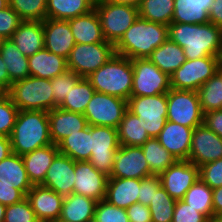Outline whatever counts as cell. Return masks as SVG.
<instances>
[{
	"mask_svg": "<svg viewBox=\"0 0 222 222\" xmlns=\"http://www.w3.org/2000/svg\"><path fill=\"white\" fill-rule=\"evenodd\" d=\"M152 175H160L177 159L164 148L157 138L148 139L141 146Z\"/></svg>",
	"mask_w": 222,
	"mask_h": 222,
	"instance_id": "d590c367",
	"label": "cell"
},
{
	"mask_svg": "<svg viewBox=\"0 0 222 222\" xmlns=\"http://www.w3.org/2000/svg\"><path fill=\"white\" fill-rule=\"evenodd\" d=\"M138 12L143 19L170 25L174 15V0H142Z\"/></svg>",
	"mask_w": 222,
	"mask_h": 222,
	"instance_id": "74e56055",
	"label": "cell"
},
{
	"mask_svg": "<svg viewBox=\"0 0 222 222\" xmlns=\"http://www.w3.org/2000/svg\"><path fill=\"white\" fill-rule=\"evenodd\" d=\"M9 6V0H0V11Z\"/></svg>",
	"mask_w": 222,
	"mask_h": 222,
	"instance_id": "e7e4bbea",
	"label": "cell"
},
{
	"mask_svg": "<svg viewBox=\"0 0 222 222\" xmlns=\"http://www.w3.org/2000/svg\"><path fill=\"white\" fill-rule=\"evenodd\" d=\"M73 193L96 201L105 199L109 176L98 171L89 161H75Z\"/></svg>",
	"mask_w": 222,
	"mask_h": 222,
	"instance_id": "e0dca14e",
	"label": "cell"
},
{
	"mask_svg": "<svg viewBox=\"0 0 222 222\" xmlns=\"http://www.w3.org/2000/svg\"><path fill=\"white\" fill-rule=\"evenodd\" d=\"M68 21L76 43L92 44L107 42L95 9L85 15L71 18Z\"/></svg>",
	"mask_w": 222,
	"mask_h": 222,
	"instance_id": "4316f807",
	"label": "cell"
},
{
	"mask_svg": "<svg viewBox=\"0 0 222 222\" xmlns=\"http://www.w3.org/2000/svg\"><path fill=\"white\" fill-rule=\"evenodd\" d=\"M9 96V89L2 83H0V101Z\"/></svg>",
	"mask_w": 222,
	"mask_h": 222,
	"instance_id": "94428289",
	"label": "cell"
},
{
	"mask_svg": "<svg viewBox=\"0 0 222 222\" xmlns=\"http://www.w3.org/2000/svg\"><path fill=\"white\" fill-rule=\"evenodd\" d=\"M6 40H7V38H5L3 35L0 34V51H1V48L3 47L4 42Z\"/></svg>",
	"mask_w": 222,
	"mask_h": 222,
	"instance_id": "003e7915",
	"label": "cell"
},
{
	"mask_svg": "<svg viewBox=\"0 0 222 222\" xmlns=\"http://www.w3.org/2000/svg\"><path fill=\"white\" fill-rule=\"evenodd\" d=\"M46 222H64V221H62L60 219H56V220H51V221H46Z\"/></svg>",
	"mask_w": 222,
	"mask_h": 222,
	"instance_id": "89a4df30",
	"label": "cell"
},
{
	"mask_svg": "<svg viewBox=\"0 0 222 222\" xmlns=\"http://www.w3.org/2000/svg\"><path fill=\"white\" fill-rule=\"evenodd\" d=\"M148 59L169 76L187 60L184 49L169 38L154 49Z\"/></svg>",
	"mask_w": 222,
	"mask_h": 222,
	"instance_id": "4dcf8cb0",
	"label": "cell"
},
{
	"mask_svg": "<svg viewBox=\"0 0 222 222\" xmlns=\"http://www.w3.org/2000/svg\"><path fill=\"white\" fill-rule=\"evenodd\" d=\"M0 54L6 64V70L10 78V87L13 82L30 76L28 57L18 50L11 39H7L4 42Z\"/></svg>",
	"mask_w": 222,
	"mask_h": 222,
	"instance_id": "836d02e7",
	"label": "cell"
},
{
	"mask_svg": "<svg viewBox=\"0 0 222 222\" xmlns=\"http://www.w3.org/2000/svg\"><path fill=\"white\" fill-rule=\"evenodd\" d=\"M200 107L203 113L222 109V79L215 73L198 90Z\"/></svg>",
	"mask_w": 222,
	"mask_h": 222,
	"instance_id": "ab89813d",
	"label": "cell"
},
{
	"mask_svg": "<svg viewBox=\"0 0 222 222\" xmlns=\"http://www.w3.org/2000/svg\"><path fill=\"white\" fill-rule=\"evenodd\" d=\"M22 22L21 17L8 6L0 11V34L10 39Z\"/></svg>",
	"mask_w": 222,
	"mask_h": 222,
	"instance_id": "681fc988",
	"label": "cell"
},
{
	"mask_svg": "<svg viewBox=\"0 0 222 222\" xmlns=\"http://www.w3.org/2000/svg\"><path fill=\"white\" fill-rule=\"evenodd\" d=\"M0 181L21 190L25 195L34 186L26 173L22 156L15 153L0 161Z\"/></svg>",
	"mask_w": 222,
	"mask_h": 222,
	"instance_id": "83f0119b",
	"label": "cell"
},
{
	"mask_svg": "<svg viewBox=\"0 0 222 222\" xmlns=\"http://www.w3.org/2000/svg\"><path fill=\"white\" fill-rule=\"evenodd\" d=\"M26 198V195L19 189L13 188L0 181V203L4 205H12Z\"/></svg>",
	"mask_w": 222,
	"mask_h": 222,
	"instance_id": "816d5d0a",
	"label": "cell"
},
{
	"mask_svg": "<svg viewBox=\"0 0 222 222\" xmlns=\"http://www.w3.org/2000/svg\"><path fill=\"white\" fill-rule=\"evenodd\" d=\"M141 179L109 177L105 200L114 206L127 209L138 203Z\"/></svg>",
	"mask_w": 222,
	"mask_h": 222,
	"instance_id": "603a6c76",
	"label": "cell"
},
{
	"mask_svg": "<svg viewBox=\"0 0 222 222\" xmlns=\"http://www.w3.org/2000/svg\"><path fill=\"white\" fill-rule=\"evenodd\" d=\"M51 79L28 76L13 82L9 97L19 110L50 111L54 109Z\"/></svg>",
	"mask_w": 222,
	"mask_h": 222,
	"instance_id": "5b68a950",
	"label": "cell"
},
{
	"mask_svg": "<svg viewBox=\"0 0 222 222\" xmlns=\"http://www.w3.org/2000/svg\"><path fill=\"white\" fill-rule=\"evenodd\" d=\"M128 110L139 117L150 138H157L167 122V93L131 96Z\"/></svg>",
	"mask_w": 222,
	"mask_h": 222,
	"instance_id": "ba28073f",
	"label": "cell"
},
{
	"mask_svg": "<svg viewBox=\"0 0 222 222\" xmlns=\"http://www.w3.org/2000/svg\"><path fill=\"white\" fill-rule=\"evenodd\" d=\"M59 153L67 155L74 161H89L91 157V125L70 134L58 145Z\"/></svg>",
	"mask_w": 222,
	"mask_h": 222,
	"instance_id": "1f68e13d",
	"label": "cell"
},
{
	"mask_svg": "<svg viewBox=\"0 0 222 222\" xmlns=\"http://www.w3.org/2000/svg\"><path fill=\"white\" fill-rule=\"evenodd\" d=\"M220 57L186 60L171 76V88L197 91L217 70Z\"/></svg>",
	"mask_w": 222,
	"mask_h": 222,
	"instance_id": "7c38bea8",
	"label": "cell"
},
{
	"mask_svg": "<svg viewBox=\"0 0 222 222\" xmlns=\"http://www.w3.org/2000/svg\"><path fill=\"white\" fill-rule=\"evenodd\" d=\"M199 178L211 189L222 186V158L200 166Z\"/></svg>",
	"mask_w": 222,
	"mask_h": 222,
	"instance_id": "7dc6e473",
	"label": "cell"
},
{
	"mask_svg": "<svg viewBox=\"0 0 222 222\" xmlns=\"http://www.w3.org/2000/svg\"><path fill=\"white\" fill-rule=\"evenodd\" d=\"M167 120L193 129L203 124L197 91L171 88L167 93Z\"/></svg>",
	"mask_w": 222,
	"mask_h": 222,
	"instance_id": "9c48e42d",
	"label": "cell"
},
{
	"mask_svg": "<svg viewBox=\"0 0 222 222\" xmlns=\"http://www.w3.org/2000/svg\"><path fill=\"white\" fill-rule=\"evenodd\" d=\"M222 158V138L204 124L193 129L188 161L200 167Z\"/></svg>",
	"mask_w": 222,
	"mask_h": 222,
	"instance_id": "2e32d148",
	"label": "cell"
},
{
	"mask_svg": "<svg viewBox=\"0 0 222 222\" xmlns=\"http://www.w3.org/2000/svg\"><path fill=\"white\" fill-rule=\"evenodd\" d=\"M208 218L183 200H177L172 222H207Z\"/></svg>",
	"mask_w": 222,
	"mask_h": 222,
	"instance_id": "c3c4849f",
	"label": "cell"
},
{
	"mask_svg": "<svg viewBox=\"0 0 222 222\" xmlns=\"http://www.w3.org/2000/svg\"><path fill=\"white\" fill-rule=\"evenodd\" d=\"M161 186V179L158 175H152L141 179L140 192L138 195V203L149 206L151 200L154 197V193L157 192Z\"/></svg>",
	"mask_w": 222,
	"mask_h": 222,
	"instance_id": "f907efd6",
	"label": "cell"
},
{
	"mask_svg": "<svg viewBox=\"0 0 222 222\" xmlns=\"http://www.w3.org/2000/svg\"><path fill=\"white\" fill-rule=\"evenodd\" d=\"M208 12L210 22L222 29V0H213Z\"/></svg>",
	"mask_w": 222,
	"mask_h": 222,
	"instance_id": "11a10c76",
	"label": "cell"
},
{
	"mask_svg": "<svg viewBox=\"0 0 222 222\" xmlns=\"http://www.w3.org/2000/svg\"><path fill=\"white\" fill-rule=\"evenodd\" d=\"M95 93L94 87L87 78L81 77L65 97L59 108L84 114L89 101Z\"/></svg>",
	"mask_w": 222,
	"mask_h": 222,
	"instance_id": "8d00e7d4",
	"label": "cell"
},
{
	"mask_svg": "<svg viewBox=\"0 0 222 222\" xmlns=\"http://www.w3.org/2000/svg\"><path fill=\"white\" fill-rule=\"evenodd\" d=\"M119 144L124 146H142L150 139L139 117L127 110L117 127Z\"/></svg>",
	"mask_w": 222,
	"mask_h": 222,
	"instance_id": "e575fe53",
	"label": "cell"
},
{
	"mask_svg": "<svg viewBox=\"0 0 222 222\" xmlns=\"http://www.w3.org/2000/svg\"><path fill=\"white\" fill-rule=\"evenodd\" d=\"M212 204L214 215H222V186L212 189Z\"/></svg>",
	"mask_w": 222,
	"mask_h": 222,
	"instance_id": "9f6ffc18",
	"label": "cell"
},
{
	"mask_svg": "<svg viewBox=\"0 0 222 222\" xmlns=\"http://www.w3.org/2000/svg\"><path fill=\"white\" fill-rule=\"evenodd\" d=\"M127 110L125 99L95 91L83 115L88 125L117 128Z\"/></svg>",
	"mask_w": 222,
	"mask_h": 222,
	"instance_id": "8fae6325",
	"label": "cell"
},
{
	"mask_svg": "<svg viewBox=\"0 0 222 222\" xmlns=\"http://www.w3.org/2000/svg\"><path fill=\"white\" fill-rule=\"evenodd\" d=\"M4 222H40L31 208L27 198L22 201L7 205Z\"/></svg>",
	"mask_w": 222,
	"mask_h": 222,
	"instance_id": "ee69618b",
	"label": "cell"
},
{
	"mask_svg": "<svg viewBox=\"0 0 222 222\" xmlns=\"http://www.w3.org/2000/svg\"><path fill=\"white\" fill-rule=\"evenodd\" d=\"M28 64L30 76L45 79H53L68 70L66 58L45 48L28 57Z\"/></svg>",
	"mask_w": 222,
	"mask_h": 222,
	"instance_id": "484cf974",
	"label": "cell"
},
{
	"mask_svg": "<svg viewBox=\"0 0 222 222\" xmlns=\"http://www.w3.org/2000/svg\"><path fill=\"white\" fill-rule=\"evenodd\" d=\"M152 176L140 146L120 145L109 177L143 179Z\"/></svg>",
	"mask_w": 222,
	"mask_h": 222,
	"instance_id": "9a60e30c",
	"label": "cell"
},
{
	"mask_svg": "<svg viewBox=\"0 0 222 222\" xmlns=\"http://www.w3.org/2000/svg\"><path fill=\"white\" fill-rule=\"evenodd\" d=\"M212 189L200 178L187 190L183 201L210 219L213 213Z\"/></svg>",
	"mask_w": 222,
	"mask_h": 222,
	"instance_id": "f35d334b",
	"label": "cell"
},
{
	"mask_svg": "<svg viewBox=\"0 0 222 222\" xmlns=\"http://www.w3.org/2000/svg\"><path fill=\"white\" fill-rule=\"evenodd\" d=\"M18 112L9 96L0 101V135L10 137Z\"/></svg>",
	"mask_w": 222,
	"mask_h": 222,
	"instance_id": "bcb514c9",
	"label": "cell"
},
{
	"mask_svg": "<svg viewBox=\"0 0 222 222\" xmlns=\"http://www.w3.org/2000/svg\"><path fill=\"white\" fill-rule=\"evenodd\" d=\"M169 39L184 49L187 60L222 54V29L211 22L168 25Z\"/></svg>",
	"mask_w": 222,
	"mask_h": 222,
	"instance_id": "6da1fadb",
	"label": "cell"
},
{
	"mask_svg": "<svg viewBox=\"0 0 222 222\" xmlns=\"http://www.w3.org/2000/svg\"><path fill=\"white\" fill-rule=\"evenodd\" d=\"M58 153V146L50 144L22 156L26 173L33 185L44 182L47 170Z\"/></svg>",
	"mask_w": 222,
	"mask_h": 222,
	"instance_id": "cb8c5ba5",
	"label": "cell"
},
{
	"mask_svg": "<svg viewBox=\"0 0 222 222\" xmlns=\"http://www.w3.org/2000/svg\"><path fill=\"white\" fill-rule=\"evenodd\" d=\"M94 217L99 222H129L126 209L114 206L105 199L97 202Z\"/></svg>",
	"mask_w": 222,
	"mask_h": 222,
	"instance_id": "f6af8a7d",
	"label": "cell"
},
{
	"mask_svg": "<svg viewBox=\"0 0 222 222\" xmlns=\"http://www.w3.org/2000/svg\"><path fill=\"white\" fill-rule=\"evenodd\" d=\"M87 79L96 92L129 100L133 85L132 59L114 54L111 59Z\"/></svg>",
	"mask_w": 222,
	"mask_h": 222,
	"instance_id": "277c9868",
	"label": "cell"
},
{
	"mask_svg": "<svg viewBox=\"0 0 222 222\" xmlns=\"http://www.w3.org/2000/svg\"><path fill=\"white\" fill-rule=\"evenodd\" d=\"M94 9L100 19L105 40L114 45L139 17L138 8L135 6L104 0H96Z\"/></svg>",
	"mask_w": 222,
	"mask_h": 222,
	"instance_id": "8992f818",
	"label": "cell"
},
{
	"mask_svg": "<svg viewBox=\"0 0 222 222\" xmlns=\"http://www.w3.org/2000/svg\"><path fill=\"white\" fill-rule=\"evenodd\" d=\"M26 57L44 48L42 21H23L10 38Z\"/></svg>",
	"mask_w": 222,
	"mask_h": 222,
	"instance_id": "d4e9b609",
	"label": "cell"
},
{
	"mask_svg": "<svg viewBox=\"0 0 222 222\" xmlns=\"http://www.w3.org/2000/svg\"><path fill=\"white\" fill-rule=\"evenodd\" d=\"M9 138L12 153L20 156L53 144L50 138L48 111L19 110Z\"/></svg>",
	"mask_w": 222,
	"mask_h": 222,
	"instance_id": "3957f363",
	"label": "cell"
},
{
	"mask_svg": "<svg viewBox=\"0 0 222 222\" xmlns=\"http://www.w3.org/2000/svg\"><path fill=\"white\" fill-rule=\"evenodd\" d=\"M86 222H99L95 217L87 220Z\"/></svg>",
	"mask_w": 222,
	"mask_h": 222,
	"instance_id": "a7ac6f4b",
	"label": "cell"
},
{
	"mask_svg": "<svg viewBox=\"0 0 222 222\" xmlns=\"http://www.w3.org/2000/svg\"><path fill=\"white\" fill-rule=\"evenodd\" d=\"M96 0H47V18L69 20L94 9Z\"/></svg>",
	"mask_w": 222,
	"mask_h": 222,
	"instance_id": "d6a6232c",
	"label": "cell"
},
{
	"mask_svg": "<svg viewBox=\"0 0 222 222\" xmlns=\"http://www.w3.org/2000/svg\"><path fill=\"white\" fill-rule=\"evenodd\" d=\"M104 1H108V2L116 3V4L135 6L137 8L140 6L142 2V0H104Z\"/></svg>",
	"mask_w": 222,
	"mask_h": 222,
	"instance_id": "91938a15",
	"label": "cell"
},
{
	"mask_svg": "<svg viewBox=\"0 0 222 222\" xmlns=\"http://www.w3.org/2000/svg\"><path fill=\"white\" fill-rule=\"evenodd\" d=\"M207 222H222V215H213Z\"/></svg>",
	"mask_w": 222,
	"mask_h": 222,
	"instance_id": "be15d7a7",
	"label": "cell"
},
{
	"mask_svg": "<svg viewBox=\"0 0 222 222\" xmlns=\"http://www.w3.org/2000/svg\"><path fill=\"white\" fill-rule=\"evenodd\" d=\"M50 138L58 145L64 138L88 126L82 113L70 112L56 107L48 111Z\"/></svg>",
	"mask_w": 222,
	"mask_h": 222,
	"instance_id": "44dd1931",
	"label": "cell"
},
{
	"mask_svg": "<svg viewBox=\"0 0 222 222\" xmlns=\"http://www.w3.org/2000/svg\"><path fill=\"white\" fill-rule=\"evenodd\" d=\"M75 161L58 153L47 170L44 182L41 184L52 189L63 197L73 193L75 185Z\"/></svg>",
	"mask_w": 222,
	"mask_h": 222,
	"instance_id": "ac0fdd59",
	"label": "cell"
},
{
	"mask_svg": "<svg viewBox=\"0 0 222 222\" xmlns=\"http://www.w3.org/2000/svg\"><path fill=\"white\" fill-rule=\"evenodd\" d=\"M216 73L221 77L222 79V61L220 60L217 66Z\"/></svg>",
	"mask_w": 222,
	"mask_h": 222,
	"instance_id": "03108f58",
	"label": "cell"
},
{
	"mask_svg": "<svg viewBox=\"0 0 222 222\" xmlns=\"http://www.w3.org/2000/svg\"><path fill=\"white\" fill-rule=\"evenodd\" d=\"M168 38V25L148 21L139 16L114 45L115 53L129 59L148 58L152 51Z\"/></svg>",
	"mask_w": 222,
	"mask_h": 222,
	"instance_id": "7a4b0ae2",
	"label": "cell"
},
{
	"mask_svg": "<svg viewBox=\"0 0 222 222\" xmlns=\"http://www.w3.org/2000/svg\"><path fill=\"white\" fill-rule=\"evenodd\" d=\"M129 222H152L151 212L148 206L141 203H133L126 209Z\"/></svg>",
	"mask_w": 222,
	"mask_h": 222,
	"instance_id": "f5cc1de1",
	"label": "cell"
},
{
	"mask_svg": "<svg viewBox=\"0 0 222 222\" xmlns=\"http://www.w3.org/2000/svg\"><path fill=\"white\" fill-rule=\"evenodd\" d=\"M114 54L115 46L110 42L76 43L66 59L67 68L80 77L87 78L107 63Z\"/></svg>",
	"mask_w": 222,
	"mask_h": 222,
	"instance_id": "52a82bcc",
	"label": "cell"
},
{
	"mask_svg": "<svg viewBox=\"0 0 222 222\" xmlns=\"http://www.w3.org/2000/svg\"><path fill=\"white\" fill-rule=\"evenodd\" d=\"M159 177L165 191L174 200H182L187 190L199 179V167L188 160H177Z\"/></svg>",
	"mask_w": 222,
	"mask_h": 222,
	"instance_id": "5bb4252c",
	"label": "cell"
},
{
	"mask_svg": "<svg viewBox=\"0 0 222 222\" xmlns=\"http://www.w3.org/2000/svg\"><path fill=\"white\" fill-rule=\"evenodd\" d=\"M40 222L60 218L64 197L50 188L34 185L26 195Z\"/></svg>",
	"mask_w": 222,
	"mask_h": 222,
	"instance_id": "d6986e66",
	"label": "cell"
},
{
	"mask_svg": "<svg viewBox=\"0 0 222 222\" xmlns=\"http://www.w3.org/2000/svg\"><path fill=\"white\" fill-rule=\"evenodd\" d=\"M6 205L0 203V222H4Z\"/></svg>",
	"mask_w": 222,
	"mask_h": 222,
	"instance_id": "6125c7cd",
	"label": "cell"
},
{
	"mask_svg": "<svg viewBox=\"0 0 222 222\" xmlns=\"http://www.w3.org/2000/svg\"><path fill=\"white\" fill-rule=\"evenodd\" d=\"M43 30L44 48L67 59L76 44L69 21L46 18L43 21Z\"/></svg>",
	"mask_w": 222,
	"mask_h": 222,
	"instance_id": "ffe728a7",
	"label": "cell"
},
{
	"mask_svg": "<svg viewBox=\"0 0 222 222\" xmlns=\"http://www.w3.org/2000/svg\"><path fill=\"white\" fill-rule=\"evenodd\" d=\"M213 0H174L172 22L205 24L210 22L209 9Z\"/></svg>",
	"mask_w": 222,
	"mask_h": 222,
	"instance_id": "f1b7e54d",
	"label": "cell"
},
{
	"mask_svg": "<svg viewBox=\"0 0 222 222\" xmlns=\"http://www.w3.org/2000/svg\"><path fill=\"white\" fill-rule=\"evenodd\" d=\"M97 202L75 193L65 196L59 219L64 222H86L94 217Z\"/></svg>",
	"mask_w": 222,
	"mask_h": 222,
	"instance_id": "f546056e",
	"label": "cell"
},
{
	"mask_svg": "<svg viewBox=\"0 0 222 222\" xmlns=\"http://www.w3.org/2000/svg\"><path fill=\"white\" fill-rule=\"evenodd\" d=\"M9 6L23 21H44L47 18V0H9Z\"/></svg>",
	"mask_w": 222,
	"mask_h": 222,
	"instance_id": "b9f144b4",
	"label": "cell"
},
{
	"mask_svg": "<svg viewBox=\"0 0 222 222\" xmlns=\"http://www.w3.org/2000/svg\"><path fill=\"white\" fill-rule=\"evenodd\" d=\"M203 124L222 138V109L203 113Z\"/></svg>",
	"mask_w": 222,
	"mask_h": 222,
	"instance_id": "db71d44e",
	"label": "cell"
},
{
	"mask_svg": "<svg viewBox=\"0 0 222 222\" xmlns=\"http://www.w3.org/2000/svg\"><path fill=\"white\" fill-rule=\"evenodd\" d=\"M193 128L167 120L157 139L177 160H188Z\"/></svg>",
	"mask_w": 222,
	"mask_h": 222,
	"instance_id": "7402d4cb",
	"label": "cell"
},
{
	"mask_svg": "<svg viewBox=\"0 0 222 222\" xmlns=\"http://www.w3.org/2000/svg\"><path fill=\"white\" fill-rule=\"evenodd\" d=\"M12 154L10 138L0 135V161Z\"/></svg>",
	"mask_w": 222,
	"mask_h": 222,
	"instance_id": "6f0895ef",
	"label": "cell"
},
{
	"mask_svg": "<svg viewBox=\"0 0 222 222\" xmlns=\"http://www.w3.org/2000/svg\"><path fill=\"white\" fill-rule=\"evenodd\" d=\"M6 69V64L4 63L0 54V83L4 84L8 89H10V78Z\"/></svg>",
	"mask_w": 222,
	"mask_h": 222,
	"instance_id": "680465c9",
	"label": "cell"
},
{
	"mask_svg": "<svg viewBox=\"0 0 222 222\" xmlns=\"http://www.w3.org/2000/svg\"><path fill=\"white\" fill-rule=\"evenodd\" d=\"M81 77L71 70H66L61 75H58L51 79V89L54 95V108L59 107L67 94L78 82Z\"/></svg>",
	"mask_w": 222,
	"mask_h": 222,
	"instance_id": "7bdbcfd3",
	"label": "cell"
},
{
	"mask_svg": "<svg viewBox=\"0 0 222 222\" xmlns=\"http://www.w3.org/2000/svg\"><path fill=\"white\" fill-rule=\"evenodd\" d=\"M117 128L91 125V157L89 162L110 176L116 151L119 149Z\"/></svg>",
	"mask_w": 222,
	"mask_h": 222,
	"instance_id": "4fadbf2b",
	"label": "cell"
},
{
	"mask_svg": "<svg viewBox=\"0 0 222 222\" xmlns=\"http://www.w3.org/2000/svg\"><path fill=\"white\" fill-rule=\"evenodd\" d=\"M176 200L160 186L149 204L152 222H172Z\"/></svg>",
	"mask_w": 222,
	"mask_h": 222,
	"instance_id": "60d3db41",
	"label": "cell"
},
{
	"mask_svg": "<svg viewBox=\"0 0 222 222\" xmlns=\"http://www.w3.org/2000/svg\"><path fill=\"white\" fill-rule=\"evenodd\" d=\"M133 85L131 96H155L171 89L170 76L148 58L132 59Z\"/></svg>",
	"mask_w": 222,
	"mask_h": 222,
	"instance_id": "30bf717a",
	"label": "cell"
}]
</instances>
